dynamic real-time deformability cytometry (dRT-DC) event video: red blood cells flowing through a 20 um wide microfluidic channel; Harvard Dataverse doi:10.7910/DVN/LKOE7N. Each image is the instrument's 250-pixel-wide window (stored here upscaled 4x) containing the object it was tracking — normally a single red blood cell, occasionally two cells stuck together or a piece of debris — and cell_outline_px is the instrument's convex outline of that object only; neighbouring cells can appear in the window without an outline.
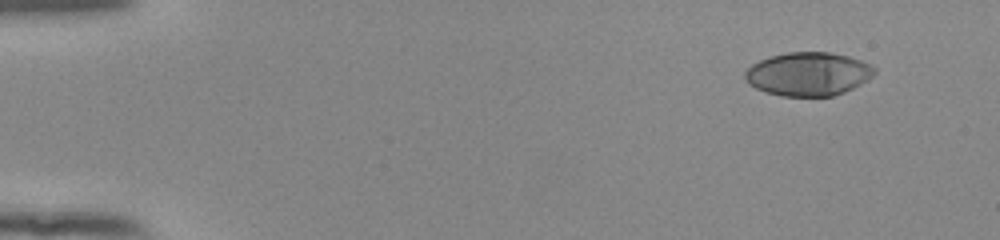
{"species": "human", "species_latin": "Homo sapiens", "temperature_condition": "room temperature", "stored_images_in_passage": 49, "camera_frame_rate_fps": 3000, "um_per_image_px": 0.085, "donor": {"sex": "female"}, "frame": {"image": 1, "passage_image": 1, "time_ms": 0.0, "image_size_px": [1000, 240], "cell_outline_px": [[876, 72], [868, 80], [844, 92], [832, 96], [780, 96], [764, 92], [748, 84], [744, 80], [744, 72], [752, 64], [760, 60], [772, 56], [788, 52], [832, 52], [848, 56], [872, 64], [876, 68]], "centroid_in_image_um": [68.69, 6.29], "position_along_channel_um": 16.3, "area_um2": 33.06}}
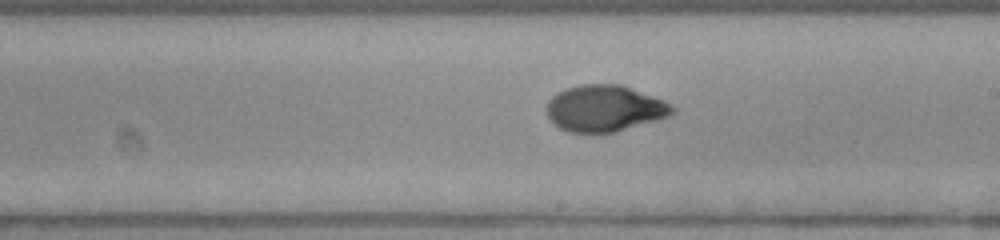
{"frame": {"image": 2, "passage_image": 28, "time_ms": 9.0, "image_size_px": [1000, 240], "cell_outline_px": [[676, 112], [668, 116], [656, 120], [616, 132], [568, 132], [552, 124], [548, 116], [548, 100], [556, 92], [580, 84], [620, 84], [664, 100], [676, 108]], "centroid_in_image_um": [51.39, 9.21], "position_along_channel_um": 237.6, "area_um2": 33.93}}
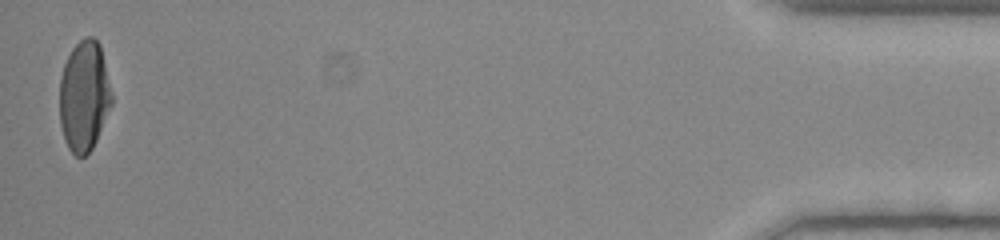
{"frame": {"image": 3, "passage_image": 49, "time_ms": 16.0, "image_size_px": [1000, 240], "cell_outline_px": [[112, 104], [96, 140], [92, 148], [84, 156], [76, 156], [68, 148], [64, 140], [60, 124], [60, 76], [64, 64], [72, 48], [84, 36], [92, 36], [100, 44], [112, 96]], "centroid_in_image_um": [7.14, 8.16], "position_along_channel_um": 428.1, "area_um2": 33.47}, "authors_computed_cell_mechanics": {"area_um2": 33.524, "velocity_mm_per_s": 3.9139, "shape_relaxation_time_tau1_ms": 5.5605, "shape_relaxation_time_tau2_ms": 0.928, "deformation_change_tau1": 0.2309, "deformation_change_tau2": 0.0441}}